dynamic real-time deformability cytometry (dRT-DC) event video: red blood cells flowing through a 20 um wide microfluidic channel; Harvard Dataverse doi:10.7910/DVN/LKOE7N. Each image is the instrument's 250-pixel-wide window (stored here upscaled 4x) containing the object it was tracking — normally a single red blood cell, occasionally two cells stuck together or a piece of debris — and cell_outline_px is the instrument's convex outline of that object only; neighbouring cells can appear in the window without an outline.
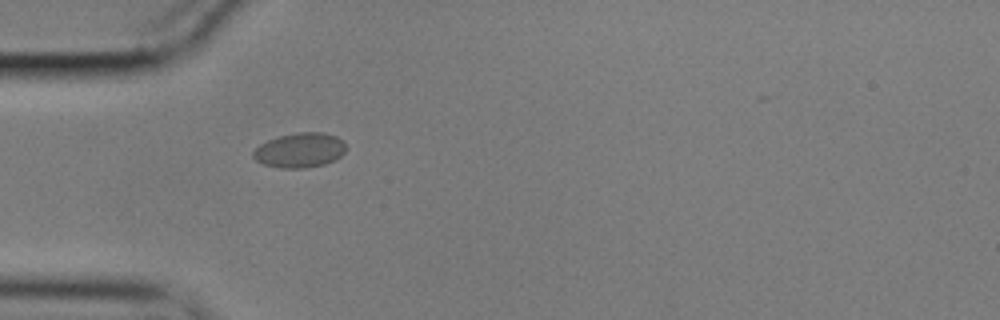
{"species": "common noctule bat (a hibernating species)", "species_latin": "Nyctalus noctula", "temperature_condition": "cold", "stored_images_in_passage": 40, "camera_frame_rate_fps": 3000, "um_per_image_px": 0.085, "animal": {"sex": "male", "body_mass_g": 17.9}, "frame": {"image": 1, "passage_image": 1, "time_ms": 0.0, "image_size_px": [1000, 320], "cell_outline_px": [[344, 152], [336, 160], [324, 164], [304, 168], [280, 168], [264, 164], [256, 160], [252, 156], [252, 152], [260, 144], [268, 140], [280, 136], [300, 132], [324, 132], [336, 136], [344, 140]], "centroid_in_image_um": [25.49, 12.77], "position_along_channel_um": 59.5, "area_um2": 18.73}}
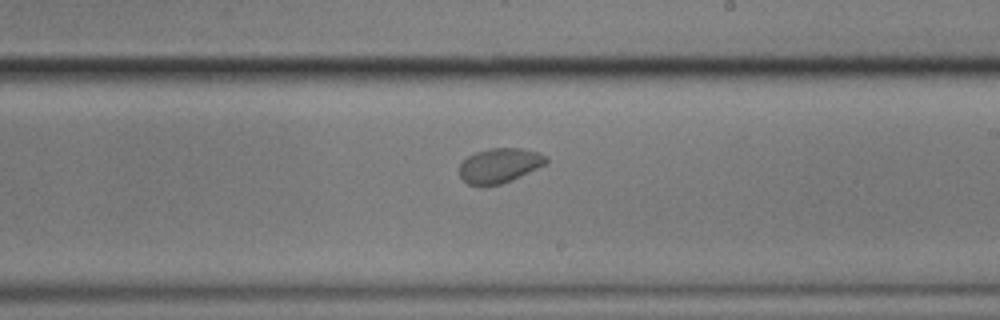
{"frame": {"image": 2, "passage_image": 17, "time_ms": 5.333, "image_size_px": [1000, 320], "cell_outline_px": [[548, 160], [544, 164], [512, 180], [500, 184], [484, 188], [468, 184], [460, 176], [460, 164], [468, 156], [476, 152], [488, 148], [520, 148], [536, 152], [548, 156]], "centroid_in_image_um": [42.42, 14.09], "position_along_channel_um": 246.6, "area_um2": 17.57}}
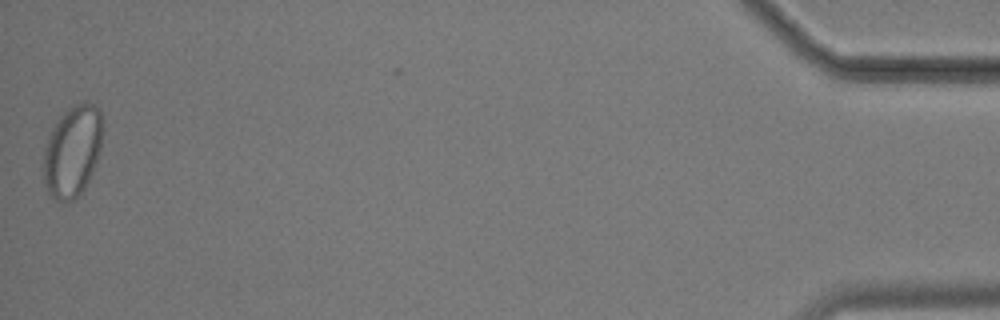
{"frame": {"image": 3, "passage_image": 40, "time_ms": 13.0, "image_size_px": [1000, 320], "cell_outline_px": [[104, 120], [100, 148], [96, 160], [88, 180], [84, 188], [68, 204], [60, 204], [48, 192], [44, 180], [44, 148], [48, 136], [52, 128], [60, 116], [68, 108], [80, 100], [88, 100], [96, 104], [100, 108]], "centroid_in_image_um": [6.17, 12.78], "position_along_channel_um": 429.0, "area_um2": 31.96}}